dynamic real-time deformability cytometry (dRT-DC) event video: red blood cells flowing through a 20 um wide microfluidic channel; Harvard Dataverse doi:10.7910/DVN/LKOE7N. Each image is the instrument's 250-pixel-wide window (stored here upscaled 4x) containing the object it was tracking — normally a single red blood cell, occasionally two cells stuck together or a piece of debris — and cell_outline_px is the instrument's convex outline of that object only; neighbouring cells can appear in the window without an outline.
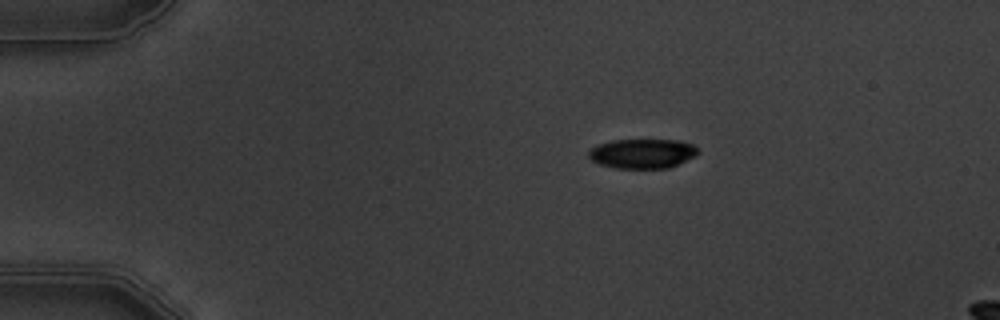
{"species": "common noctule bat (a hibernating species)", "species_latin": "Nyctalus noctula", "temperature_condition": "warm", "stored_images_in_passage": 3, "camera_frame_rate_fps": 3000, "um_per_image_px": 0.085, "animal": {"sex": "male", "body_mass_g": 19.5, "forearm_length_mm": 54.6}, "frame": {"image": 1, "passage_image": 1, "time_ms": 0.0, "image_size_px": [1000, 320], "cell_outline_px": [[700, 152], [696, 156], [668, 168], [616, 168], [600, 164], [592, 160], [588, 156], [588, 152], [596, 144], [612, 140], [680, 140], [692, 144]], "centroid_in_image_um": [54.6, 13.04], "position_along_channel_um": 30.4, "area_um2": 18.84}}